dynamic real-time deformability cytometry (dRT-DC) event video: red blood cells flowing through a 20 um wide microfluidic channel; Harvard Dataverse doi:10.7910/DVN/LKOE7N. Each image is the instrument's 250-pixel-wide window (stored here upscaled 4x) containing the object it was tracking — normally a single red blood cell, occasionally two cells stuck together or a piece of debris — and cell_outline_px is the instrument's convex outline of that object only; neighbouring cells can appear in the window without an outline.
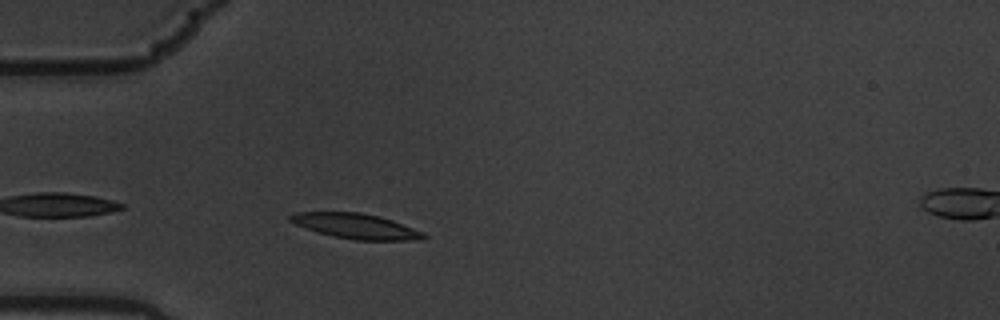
{"species": "common noctule bat (a hibernating species)", "species_latin": "Nyctalus noctula", "temperature_condition": "warm", "stored_images_in_passage": 24, "camera_frame_rate_fps": 3000, "um_per_image_px": 0.085, "animal": {"sex": "male", "body_mass_g": 19.5, "forearm_length_mm": 54.6}, "frame": {"image": 1, "passage_image": 3, "time_ms": 0.667, "image_size_px": [1000, 320], "cell_outline_px": [[428, 236], [420, 240], [356, 240], [332, 236], [316, 232], [296, 224], [288, 220], [288, 216], [296, 212], [360, 212], [380, 216], [392, 220], [424, 232]], "centroid_in_image_um": [30.25, 19.22], "position_along_channel_um": 54.7, "area_um2": 19.59}}
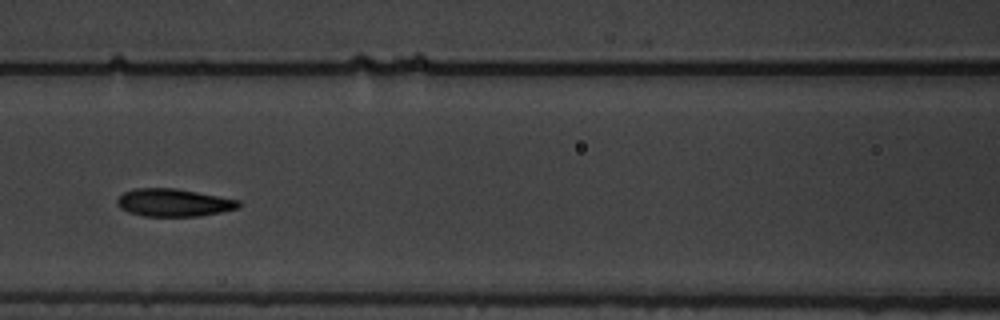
{"frame": {"image": 2, "passage_image": 12, "time_ms": 3.667, "image_size_px": [1000, 320], "cell_outline_px": [[240, 208], [200, 216], [144, 216], [128, 212], [120, 208], [116, 204], [116, 200], [124, 192], [136, 188], [176, 188], [240, 200]], "centroid_in_image_um": [14.76, 17.22], "position_along_channel_um": 151.8, "area_um2": 19.65}}
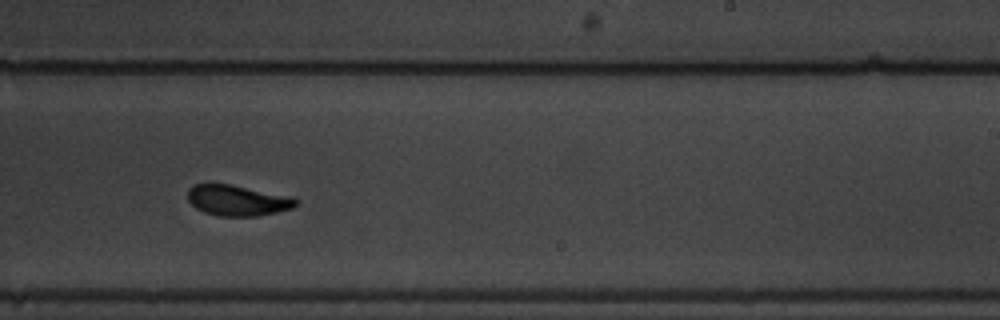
{"frame": {"image": 3, "passage_image": 22, "time_ms": 7.0, "image_size_px": [1000, 320], "cell_outline_px": [[300, 200], [292, 208], [276, 212], [256, 216], [220, 216], [204, 212], [196, 208], [188, 200], [188, 188], [192, 184], [232, 184], [292, 196]], "centroid_in_image_um": [20.2, 17.02], "position_along_channel_um": 268.8, "area_um2": 19.48}}